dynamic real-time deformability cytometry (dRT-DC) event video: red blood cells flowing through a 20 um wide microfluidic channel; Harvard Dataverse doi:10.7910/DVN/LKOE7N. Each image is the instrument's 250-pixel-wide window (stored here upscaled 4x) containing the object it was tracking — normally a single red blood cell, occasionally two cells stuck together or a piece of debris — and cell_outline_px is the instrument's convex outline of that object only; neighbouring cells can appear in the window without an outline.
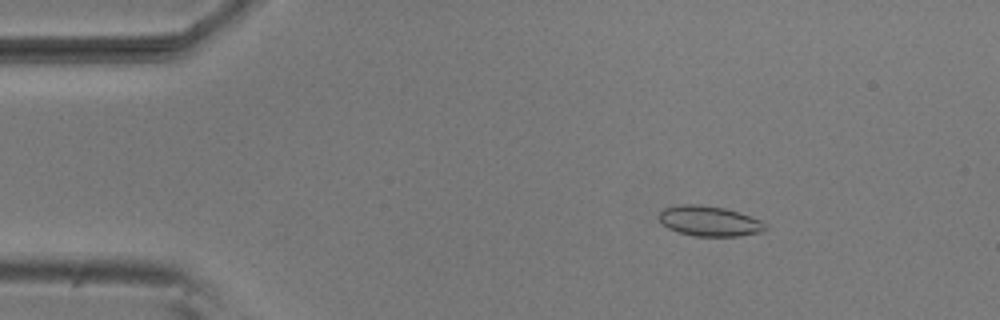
{"species": "common noctule bat (a hibernating species)", "species_latin": "Nyctalus noctula", "temperature_condition": "room temperature", "stored_images_in_passage": 5, "camera_frame_rate_fps": 3000, "um_per_image_px": 0.085, "animal": {"sex": "male", "body_mass_g": 20.5, "forearm_length_mm": 52.5}, "frame": {"image": 1, "passage_image": 3, "time_ms": 0.667, "image_size_px": [1000, 320], "cell_outline_px": [[768, 228], [760, 232], [740, 236], [696, 236], [680, 232], [668, 228], [660, 220], [660, 212], [664, 208], [676, 204], [696, 204], [724, 208], [740, 212], [760, 220], [768, 224]], "centroid_in_image_um": [60.33, 18.78], "position_along_channel_um": 24.7, "area_um2": 18.67}}